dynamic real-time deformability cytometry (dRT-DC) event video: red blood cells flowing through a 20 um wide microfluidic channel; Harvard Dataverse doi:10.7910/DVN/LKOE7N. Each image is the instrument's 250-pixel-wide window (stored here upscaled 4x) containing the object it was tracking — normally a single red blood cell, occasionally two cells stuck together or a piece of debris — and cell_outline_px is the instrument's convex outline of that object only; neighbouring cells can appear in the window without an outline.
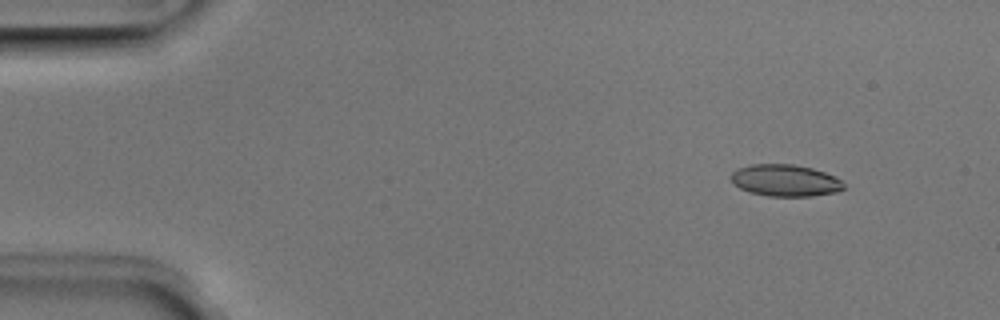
{"species": "Egyptian fruit bat (a non-hibernating species)", "species_latin": "Rousettus aegyptiacus", "temperature_condition": "room temperature", "stored_images_in_passage": 6, "camera_frame_rate_fps": 3000, "um_per_image_px": 0.085, "animal": {"sex": "male"}, "frame": {"image": 1, "passage_image": 2, "time_ms": 0.333, "image_size_px": [1000, 320], "cell_outline_px": [[844, 188], [836, 192], [812, 196], [768, 196], [748, 192], [732, 184], [732, 172], [740, 168], [752, 164], [792, 164], [812, 168], [836, 176], [844, 184]], "centroid_in_image_um": [66.75, 15.34], "position_along_channel_um": 18.3, "area_um2": 20.87}}
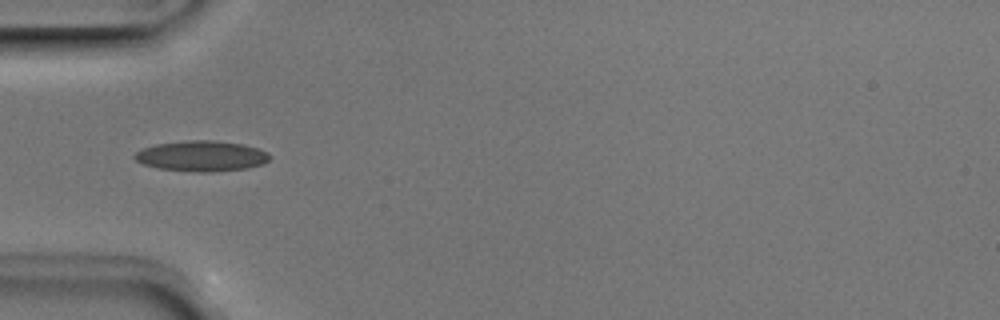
{"frame": {"image": 2, "passage_image": 5, "time_ms": 1.333, "image_size_px": [1000, 320], "cell_outline_px": [[268, 160], [264, 164], [248, 168], [212, 172], [196, 172], [156, 168], [144, 164], [136, 160], [132, 156], [136, 152], [144, 148], [156, 144], [188, 140], [212, 140], [240, 144], [256, 148], [268, 152]], "centroid_in_image_um": [17.11, 13.27], "position_along_channel_um": 67.9, "area_um2": 23.93}}